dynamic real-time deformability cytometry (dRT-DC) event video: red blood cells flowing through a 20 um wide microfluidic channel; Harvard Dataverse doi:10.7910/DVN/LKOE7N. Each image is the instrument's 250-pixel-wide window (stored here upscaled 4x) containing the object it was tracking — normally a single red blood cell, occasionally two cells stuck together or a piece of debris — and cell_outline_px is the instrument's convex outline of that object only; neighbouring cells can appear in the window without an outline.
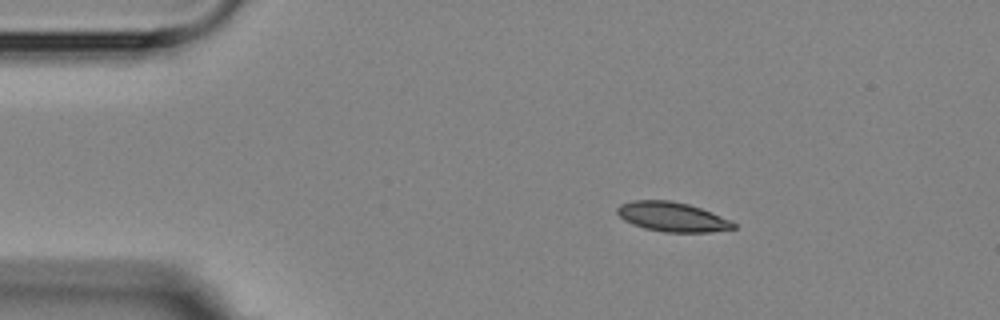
{"species": "Egyptian fruit bat (a non-hibernating species)", "species_latin": "Rousettus aegyptiacus", "temperature_condition": "room temperature", "stored_images_in_passage": 3, "camera_frame_rate_fps": 3000, "um_per_image_px": 0.085, "animal": {"sex": "female"}, "frame": {"image": 1, "passage_image": 1, "time_ms": 0.0, "image_size_px": [1000, 320], "cell_outline_px": [[736, 228], [712, 232], [664, 232], [644, 228], [632, 224], [624, 220], [616, 212], [616, 208], [620, 204], [632, 200], [668, 200], [688, 204], [700, 208], [732, 220], [736, 224]], "centroid_in_image_um": [57.14, 18.43], "position_along_channel_um": 27.9, "area_um2": 20.06}}